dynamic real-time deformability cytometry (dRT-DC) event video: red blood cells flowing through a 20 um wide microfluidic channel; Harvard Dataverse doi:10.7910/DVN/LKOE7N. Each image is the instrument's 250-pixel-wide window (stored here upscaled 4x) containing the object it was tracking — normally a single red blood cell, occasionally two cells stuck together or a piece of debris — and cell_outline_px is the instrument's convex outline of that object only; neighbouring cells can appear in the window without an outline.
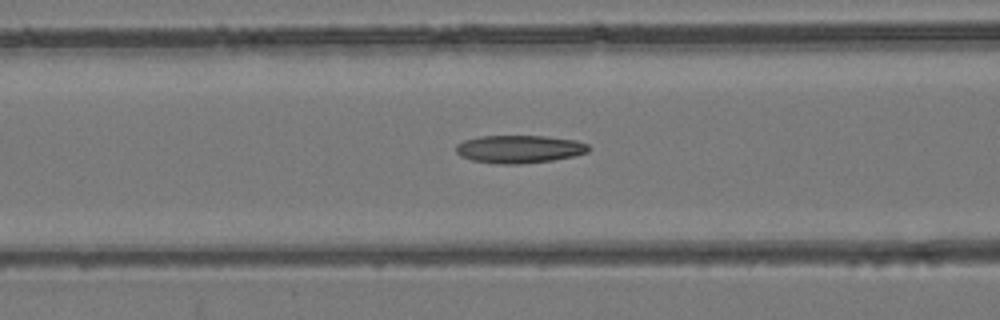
{"species": "common noctule bat (a hibernating species)", "species_latin": "Nyctalus noctula", "temperature_condition": "room temperature", "stored_images_in_passage": 45, "camera_frame_rate_fps": 3000, "um_per_image_px": 0.085, "animal": {"sex": "female", "body_mass_g": 24.6, "forearm_length_mm": 56.2}, "frame": {"image": 1, "passage_image": 18, "time_ms": 5.667, "image_size_px": [1000, 320], "cell_outline_px": [[592, 148], [588, 152], [572, 156], [552, 160], [520, 164], [496, 164], [472, 160], [460, 156], [456, 152], [456, 144], [464, 140], [480, 136], [544, 136], [576, 140], [588, 144]], "centroid_in_image_um": [44.14, 12.67], "position_along_channel_um": 122.5, "area_um2": 21.62}}
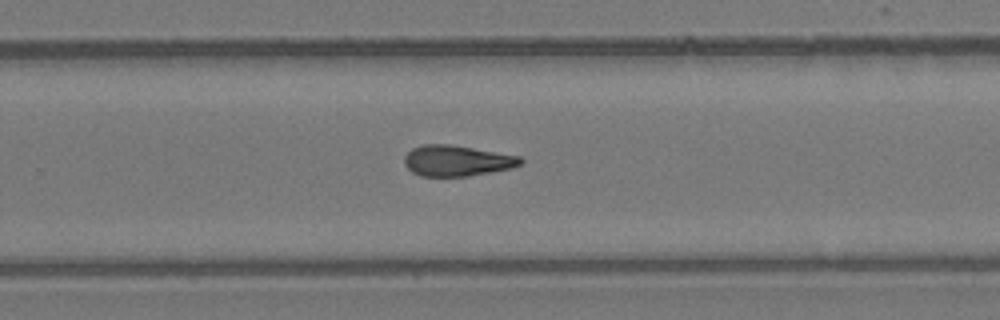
{"frame": {"image": 2, "passage_image": 29, "time_ms": 9.333, "image_size_px": [1000, 320], "cell_outline_px": [[524, 160], [520, 164], [512, 168], [468, 176], [420, 176], [412, 172], [404, 164], [404, 156], [412, 148], [424, 144], [452, 144], [520, 156]], "centroid_in_image_um": [38.82, 13.65], "position_along_channel_um": 291.0, "area_um2": 20.92}}
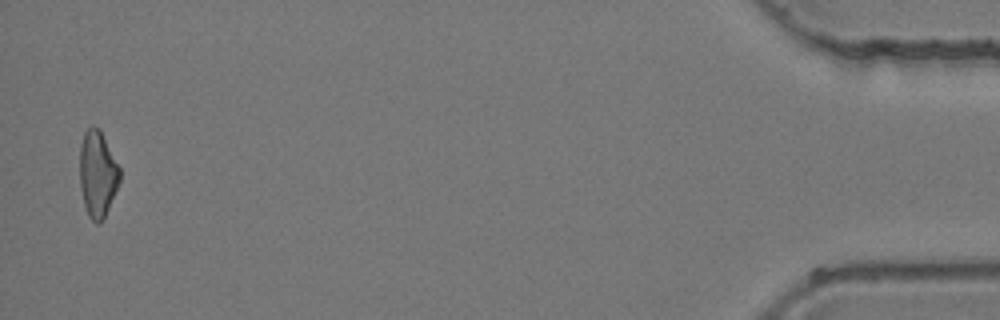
{"frame": {"image": 3, "passage_image": 44, "time_ms": 14.333, "image_size_px": [1000, 320], "cell_outline_px": [[120, 180], [104, 220], [100, 224], [96, 224], [88, 216], [84, 204], [80, 188], [80, 144], [84, 132], [92, 124], [100, 128], [120, 168]], "centroid_in_image_um": [8.29, 14.78], "position_along_channel_um": 426.9, "area_um2": 20.4}}